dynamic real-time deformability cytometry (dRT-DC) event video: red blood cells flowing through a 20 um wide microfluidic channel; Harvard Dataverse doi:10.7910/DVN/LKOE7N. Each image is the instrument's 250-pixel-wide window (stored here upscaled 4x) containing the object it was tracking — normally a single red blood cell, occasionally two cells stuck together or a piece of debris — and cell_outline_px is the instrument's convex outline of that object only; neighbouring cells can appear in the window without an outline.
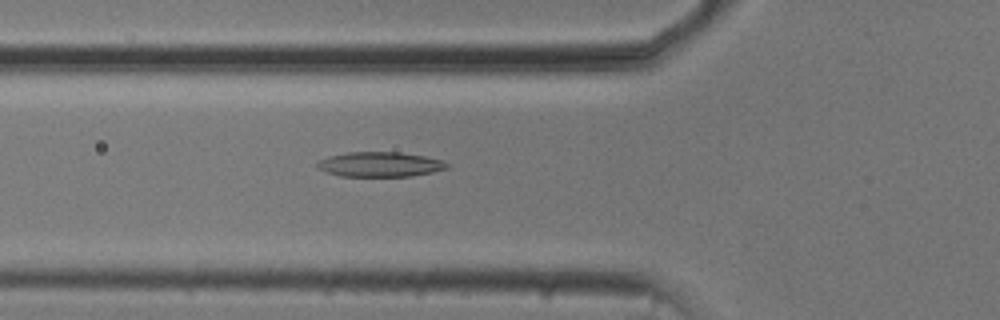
{"species": "common noctule bat (a hibernating species)", "species_latin": "Nyctalus noctula", "temperature_condition": "cold", "stored_images_in_passage": 42, "camera_frame_rate_fps": 3000, "um_per_image_px": 0.085, "animal": {"sex": "male", "body_mass_g": 20.5, "forearm_length_mm": 52.5}, "frame": {"image": 1, "passage_image": 8, "time_ms": 2.333, "image_size_px": [1000, 320], "cell_outline_px": [[448, 168], [432, 172], [412, 176], [340, 176], [316, 168], [316, 164], [320, 160], [328, 156], [348, 152], [400, 152], [424, 156], [444, 160], [448, 164]], "centroid_in_image_um": [32.3, 13.97], "position_along_channel_um": 93.5, "area_um2": 18.79}}
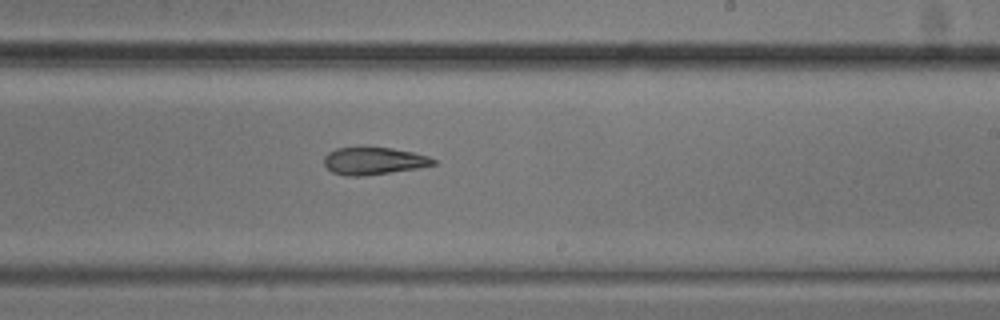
{"frame": {"image": 2, "passage_image": 21, "time_ms": 6.667, "image_size_px": [1000, 320], "cell_outline_px": [[436, 164], [416, 168], [364, 176], [348, 176], [332, 172], [324, 164], [324, 156], [328, 152], [336, 148], [364, 144], [368, 144], [392, 148], [412, 152], [428, 156], [436, 160]], "centroid_in_image_um": [31.71, 13.62], "position_along_channel_um": 257.3, "area_um2": 18.03}}
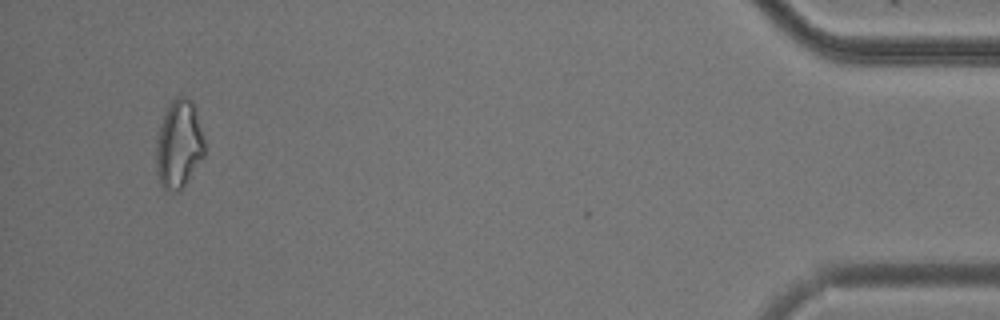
{"frame": {"image": 3, "passage_image": 40, "time_ms": 13.0, "image_size_px": [1000, 320], "cell_outline_px": [[204, 156], [184, 184], [176, 192], [168, 192], [160, 184], [156, 168], [156, 148], [160, 128], [164, 116], [172, 100], [176, 96], [188, 96], [192, 100], [196, 108], [204, 140]], "centroid_in_image_um": [15.21, 12.25], "position_along_channel_um": 420.0, "area_um2": 24.57}, "authors_computed_cell_mechanics": {"area_um2": 18.6983, "velocity_mm_per_s": 3.7635, "shape_relaxation_time_tau1_ms": 5.2221, "shape_relaxation_time_tau2_ms": 2.3648, "deformation_change_tau1": 0.1465, "deformation_change_tau2": 0.1028}}